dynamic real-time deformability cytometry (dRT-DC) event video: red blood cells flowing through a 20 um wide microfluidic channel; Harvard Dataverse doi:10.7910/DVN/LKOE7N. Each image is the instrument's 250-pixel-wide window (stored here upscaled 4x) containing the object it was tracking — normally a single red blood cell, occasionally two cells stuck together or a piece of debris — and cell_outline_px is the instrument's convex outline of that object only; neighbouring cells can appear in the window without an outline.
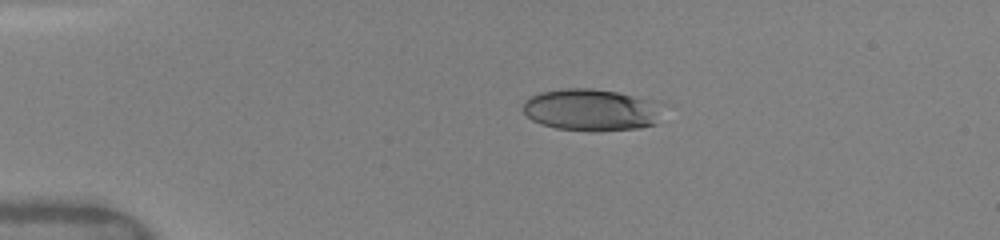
{"species": "human", "species_latin": "Homo sapiens", "temperature_condition": "warm", "stored_images_in_passage": 18, "camera_frame_rate_fps": 3000, "um_per_image_px": 0.085, "donor": {"sex": "female"}, "frame": {"image": 1, "passage_image": 9, "time_ms": 3.333, "image_size_px": [1000, 240], "cell_outline_px": [[656, 124], [640, 128], [592, 132], [556, 128], [540, 124], [532, 120], [524, 112], [524, 100], [540, 92], [564, 88], [592, 88], [616, 92], [652, 100]], "centroid_in_image_um": [50.12, 9.35], "position_along_channel_um": 34.9, "area_um2": 33.47}}
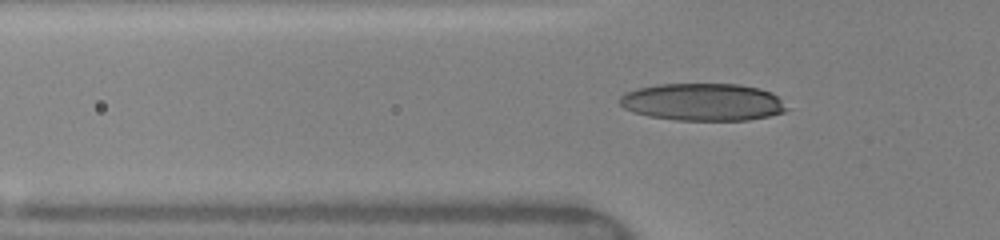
{"frame": {"image": 2, "passage_image": 14, "time_ms": 5.333, "image_size_px": [1000, 240], "cell_outline_px": [[792, 108], [784, 112], [768, 116], [748, 120], [676, 120], [648, 116], [624, 108], [620, 104], [620, 96], [628, 92], [640, 88], [660, 84], [740, 84], [760, 88], [776, 96]], "centroid_in_image_um": [59.79, 8.68], "position_along_channel_um": 66.0, "area_um2": 36.3}}
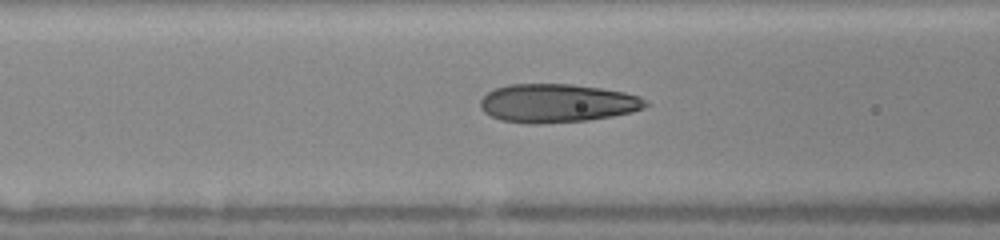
{"frame": {"image": 3, "passage_image": 17, "time_ms": 6.667, "image_size_px": [1000, 240], "cell_outline_px": [[652, 104], [644, 108], [632, 112], [612, 116], [588, 120], [540, 124], [532, 124], [500, 120], [484, 112], [480, 108], [480, 100], [488, 92], [496, 88], [508, 84], [572, 84], [600, 88], [624, 92], [640, 96]], "centroid_in_image_um": [47.38, 8.77], "position_along_channel_um": 119.2, "area_um2": 37.28}}